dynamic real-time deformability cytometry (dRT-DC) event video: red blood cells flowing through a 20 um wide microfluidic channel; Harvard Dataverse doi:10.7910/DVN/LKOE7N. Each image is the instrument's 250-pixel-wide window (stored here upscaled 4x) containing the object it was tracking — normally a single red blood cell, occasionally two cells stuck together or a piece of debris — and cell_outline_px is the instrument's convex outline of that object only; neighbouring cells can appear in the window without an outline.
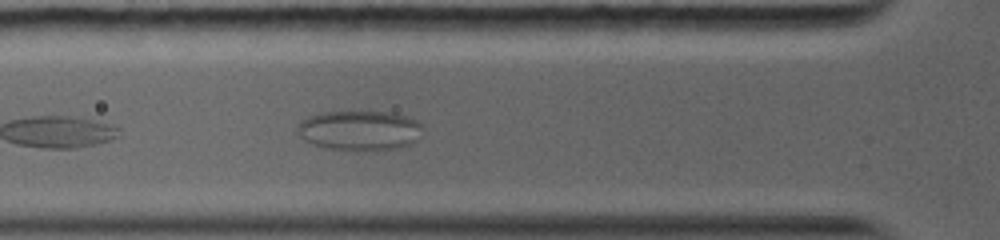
{"species": "common noctule bat (a hibernating species)", "species_latin": "Nyctalus noctula", "temperature_condition": "warm", "stored_images_in_passage": 8, "segment_of_instrument_passage": [1, 2], "camera_frame_rate_fps": 5000, "um_per_image_px": 0.085, "animal": {"sex": "female", "body_mass_g": 19.0, "forearm_length_mm": 56.7}, "frame": {"image": 1, "passage_image": 2, "time_ms": 0.8, "image_size_px": [1000, 240], "cell_outline_px": [[420, 128], [416, 140], [408, 144], [396, 148], [328, 148], [312, 144], [304, 140], [296, 132], [296, 128], [308, 116], [320, 112], [388, 112], [404, 116], [416, 120], [420, 124]], "centroid_in_image_um": [30.49, 11.05], "position_along_channel_um": 95.3, "area_um2": 27.98}}
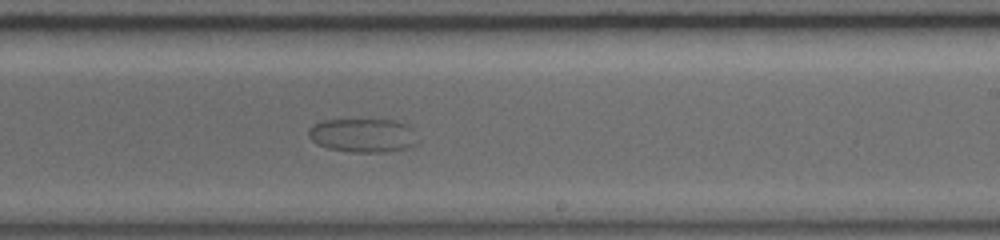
{"frame": {"image": 2, "passage_image": 7, "time_ms": 5.2, "image_size_px": [1000, 240], "cell_outline_px": [[420, 140], [416, 144], [408, 148], [384, 152], [352, 152], [328, 148], [316, 144], [308, 136], [308, 128], [312, 124], [324, 120], [392, 120], [408, 124], [412, 128]], "centroid_in_image_um": [30.87, 11.51], "position_along_channel_um": 258.1, "area_um2": 21.79}}